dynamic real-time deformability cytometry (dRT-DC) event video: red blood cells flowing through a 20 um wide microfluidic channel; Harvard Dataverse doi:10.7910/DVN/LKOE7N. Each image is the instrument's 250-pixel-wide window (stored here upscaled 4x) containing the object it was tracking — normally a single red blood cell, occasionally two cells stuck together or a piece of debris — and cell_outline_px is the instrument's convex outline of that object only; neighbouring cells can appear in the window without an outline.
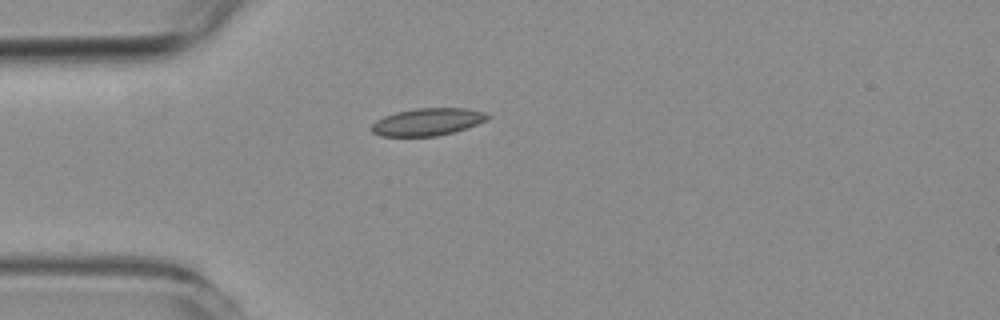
{"species": "common noctule bat (a hibernating species)", "species_latin": "Nyctalus noctula", "temperature_condition": "room temperature", "stored_images_in_passage": 4, "camera_frame_rate_fps": 3000, "um_per_image_px": 0.085, "animal": {"sex": "female", "body_mass_g": 19.3, "forearm_length_mm": 54.1}, "frame": {"image": 1, "passage_image": 1, "time_ms": 0.0, "image_size_px": [1000, 320], "cell_outline_px": [[488, 120], [452, 132], [436, 136], [380, 136], [372, 132], [372, 124], [376, 120], [384, 116], [396, 112], [416, 108], [468, 108], [484, 112], [488, 116]], "centroid_in_image_um": [36.31, 10.35], "position_along_channel_um": 48.7, "area_um2": 18.32}}